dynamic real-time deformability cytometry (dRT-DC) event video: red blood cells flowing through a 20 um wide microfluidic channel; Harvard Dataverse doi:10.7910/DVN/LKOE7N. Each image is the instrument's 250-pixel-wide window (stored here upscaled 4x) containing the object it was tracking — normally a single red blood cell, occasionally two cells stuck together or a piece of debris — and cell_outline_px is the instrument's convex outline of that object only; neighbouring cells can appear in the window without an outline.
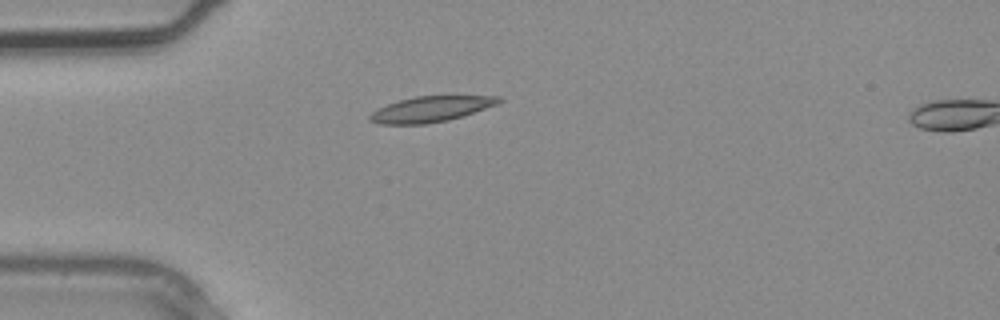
{"species": "common noctule bat (a hibernating species)", "species_latin": "Nyctalus noctula", "temperature_condition": "warm", "stored_images_in_passage": 2, "camera_frame_rate_fps": 3000, "um_per_image_px": 0.085, "animal": {"sex": "male", "body_mass_g": 20.4}, "frame": {"image": 1, "passage_image": 1, "time_ms": 0.0, "image_size_px": [1000, 320], "cell_outline_px": [[504, 100], [496, 104], [464, 116], [448, 120], [424, 124], [380, 124], [368, 120], [368, 116], [372, 112], [388, 104], [400, 100], [416, 96], [500, 96]], "centroid_in_image_um": [36.63, 9.28], "position_along_channel_um": 48.4, "area_um2": 19.07}}